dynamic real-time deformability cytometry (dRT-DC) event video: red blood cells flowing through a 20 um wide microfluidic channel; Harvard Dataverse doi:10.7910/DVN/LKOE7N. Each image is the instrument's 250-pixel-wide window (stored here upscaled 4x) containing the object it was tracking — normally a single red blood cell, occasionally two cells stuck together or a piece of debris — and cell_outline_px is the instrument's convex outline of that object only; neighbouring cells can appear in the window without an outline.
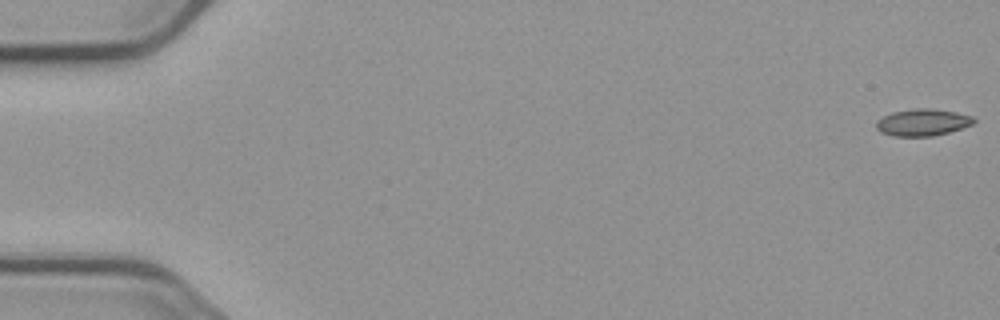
{"species": "common noctule bat (a hibernating species)", "species_latin": "Nyctalus noctula", "temperature_condition": "cold", "stored_images_in_passage": 6, "segment_of_instrument_passage": [1, 2], "camera_frame_rate_fps": 3000, "um_per_image_px": 0.085, "animal": {"sex": "male", "body_mass_g": 23.1, "forearm_length_mm": 52.7}, "frame": {"image": 1, "passage_image": 1, "time_ms": 0.0, "image_size_px": [1000, 320], "cell_outline_px": [[976, 120], [972, 124], [948, 132], [932, 136], [892, 136], [880, 132], [876, 128], [876, 120], [892, 112], [916, 108], [928, 108], [956, 112], [972, 116]], "centroid_in_image_um": [78.39, 10.4], "position_along_channel_um": 6.6, "area_um2": 15.2}}
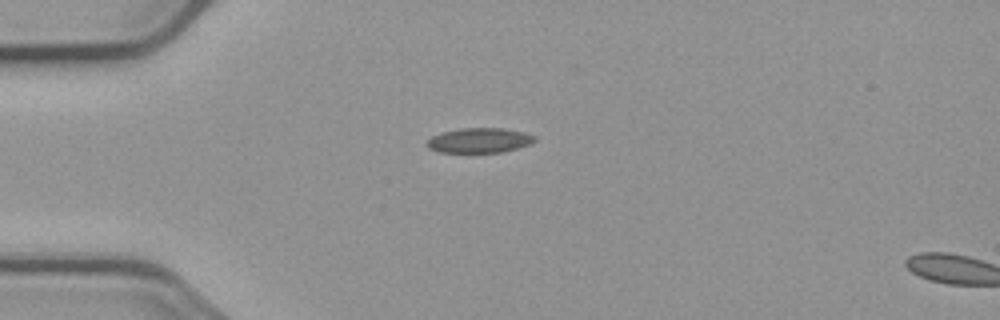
{"frame": {"image": 2, "passage_image": 5, "time_ms": 4.667, "image_size_px": [1000, 320], "cell_outline_px": [[536, 140], [532, 144], [500, 152], [440, 152], [428, 148], [424, 144], [432, 136], [444, 132], [460, 128], [500, 128], [524, 132], [536, 136]], "centroid_in_image_um": [40.75, 11.93], "position_along_channel_um": 44.3, "area_um2": 15.55}}